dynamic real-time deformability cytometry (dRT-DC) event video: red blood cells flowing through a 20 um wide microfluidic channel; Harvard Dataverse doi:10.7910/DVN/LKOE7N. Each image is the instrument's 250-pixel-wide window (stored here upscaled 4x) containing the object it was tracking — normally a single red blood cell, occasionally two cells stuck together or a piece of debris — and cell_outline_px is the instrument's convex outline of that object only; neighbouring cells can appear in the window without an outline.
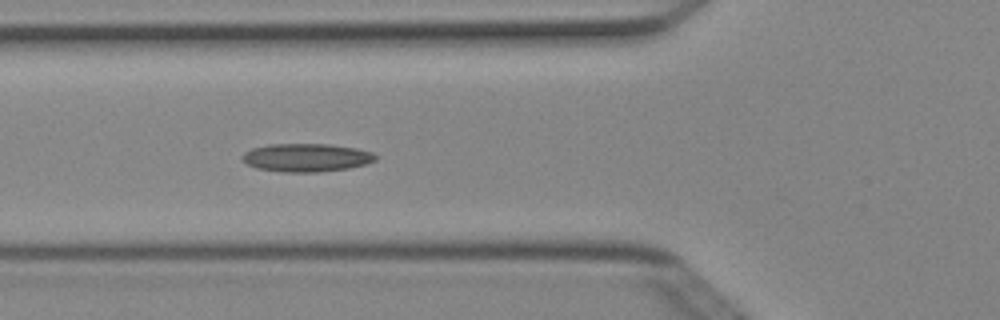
{"species": "Egyptian fruit bat (a non-hibernating species)", "species_latin": "Rousettus aegyptiacus", "temperature_condition": "cold", "stored_images_in_passage": 5, "camera_frame_rate_fps": 3000, "um_per_image_px": 0.085, "animal": {"sex": "female"}, "frame": {"image": 1, "passage_image": 5, "time_ms": 1.333, "image_size_px": [1000, 320], "cell_outline_px": [[376, 160], [364, 164], [348, 168], [320, 172], [284, 172], [256, 168], [240, 160], [240, 156], [244, 152], [252, 148], [268, 144], [328, 144], [356, 148], [372, 152], [376, 156]], "centroid_in_image_um": [25.99, 13.39], "position_along_channel_um": 99.8, "area_um2": 21.96}}